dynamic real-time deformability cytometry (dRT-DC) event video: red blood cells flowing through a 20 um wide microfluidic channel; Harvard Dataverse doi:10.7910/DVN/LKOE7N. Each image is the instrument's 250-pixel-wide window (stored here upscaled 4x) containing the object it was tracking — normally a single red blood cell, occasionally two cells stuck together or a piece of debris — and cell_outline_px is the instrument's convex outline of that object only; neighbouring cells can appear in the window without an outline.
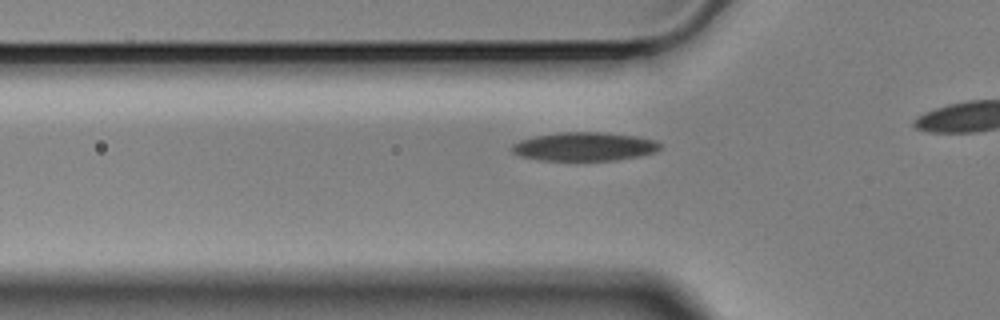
{"species": "Egyptian fruit bat (a non-hibernating species)", "species_latin": "Rousettus aegyptiacus", "temperature_condition": "cold", "stored_images_in_passage": 33, "camera_frame_rate_fps": 3000, "um_per_image_px": 0.085, "animal": {"sex": "male"}, "frame": {"image": 1, "passage_image": 6, "time_ms": 1.667, "image_size_px": [1000, 320], "cell_outline_px": [[660, 148], [656, 152], [640, 156], [616, 160], [540, 160], [520, 156], [512, 152], [512, 144], [520, 140], [536, 136], [560, 132], [600, 132], [636, 136], [656, 140], [660, 144]], "centroid_in_image_um": [49.68, 12.46], "position_along_channel_um": 76.1, "area_um2": 24.68}}
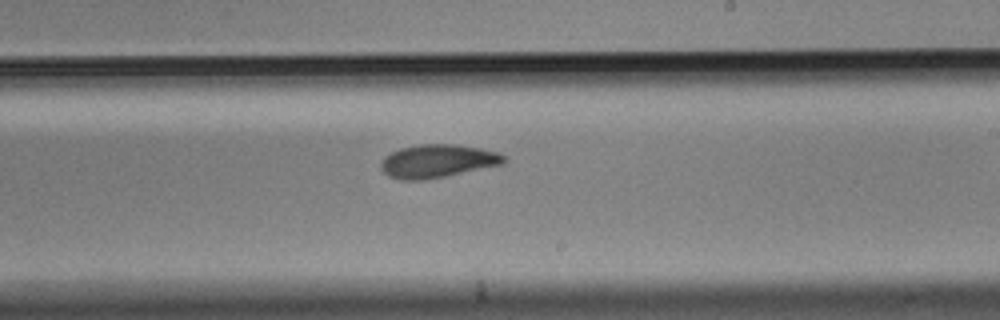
{"frame": {"image": 2, "passage_image": 21, "time_ms": 6.667, "image_size_px": [1000, 320], "cell_outline_px": [[508, 160], [504, 164], [424, 180], [400, 180], [388, 176], [380, 168], [380, 164], [384, 156], [400, 148], [420, 144], [456, 144], [480, 148], [500, 152]], "centroid_in_image_um": [37.2, 13.69], "position_along_channel_um": 251.8, "area_um2": 23.93}}
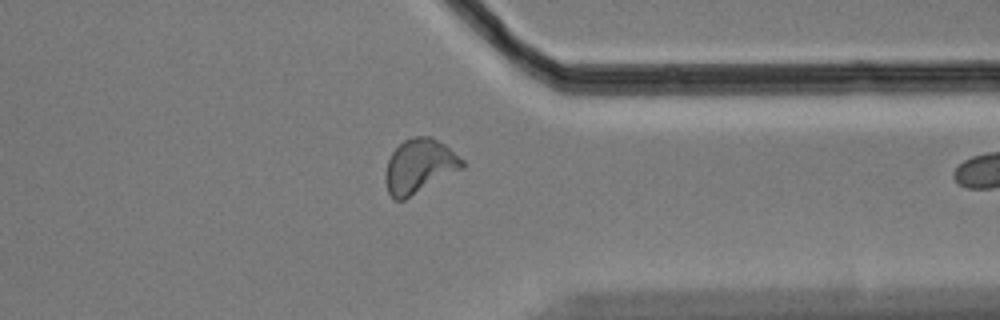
{"frame": {"image": 3, "passage_image": 32, "time_ms": 10.333, "image_size_px": [1000, 320], "cell_outline_px": [[464, 168], [404, 200], [396, 200], [388, 192], [384, 180], [388, 160], [392, 152], [404, 140], [412, 136], [432, 136], [444, 144], [464, 160]], "centroid_in_image_um": [35.65, 14.11], "position_along_channel_um": 375.8, "area_um2": 24.22}}